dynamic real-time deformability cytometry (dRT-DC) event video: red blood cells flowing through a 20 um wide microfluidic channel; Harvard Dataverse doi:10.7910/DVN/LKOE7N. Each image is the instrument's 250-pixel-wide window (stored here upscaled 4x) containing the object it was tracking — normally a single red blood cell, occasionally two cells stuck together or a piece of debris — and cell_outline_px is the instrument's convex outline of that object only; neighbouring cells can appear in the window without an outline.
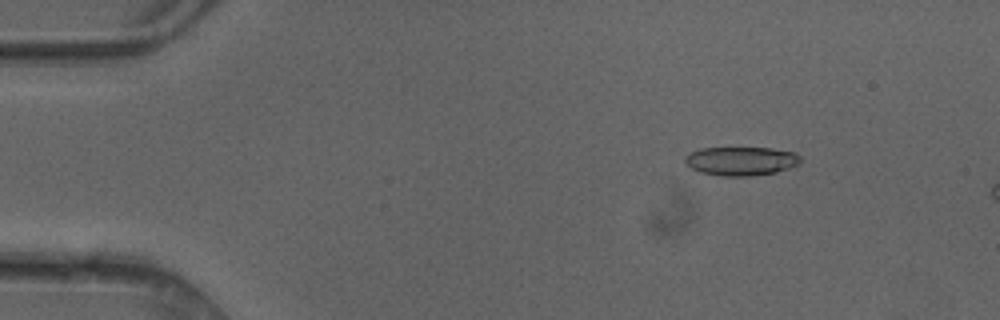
{"species": "common noctule bat (a hibernating species)", "species_latin": "Nyctalus noctula", "temperature_condition": "cold", "stored_images_in_passage": 4, "camera_frame_rate_fps": 3000, "um_per_image_px": 0.085, "animal": {"sex": "female"}, "frame": {"image": 1, "passage_image": 2, "time_ms": 0.333, "image_size_px": [1000, 320], "cell_outline_px": [[800, 164], [776, 172], [748, 176], [724, 176], [700, 172], [692, 168], [684, 160], [684, 156], [700, 148], [772, 148], [796, 152], [800, 156]], "centroid_in_image_um": [63.02, 13.68], "position_along_channel_um": 22.0, "area_um2": 19.31}}